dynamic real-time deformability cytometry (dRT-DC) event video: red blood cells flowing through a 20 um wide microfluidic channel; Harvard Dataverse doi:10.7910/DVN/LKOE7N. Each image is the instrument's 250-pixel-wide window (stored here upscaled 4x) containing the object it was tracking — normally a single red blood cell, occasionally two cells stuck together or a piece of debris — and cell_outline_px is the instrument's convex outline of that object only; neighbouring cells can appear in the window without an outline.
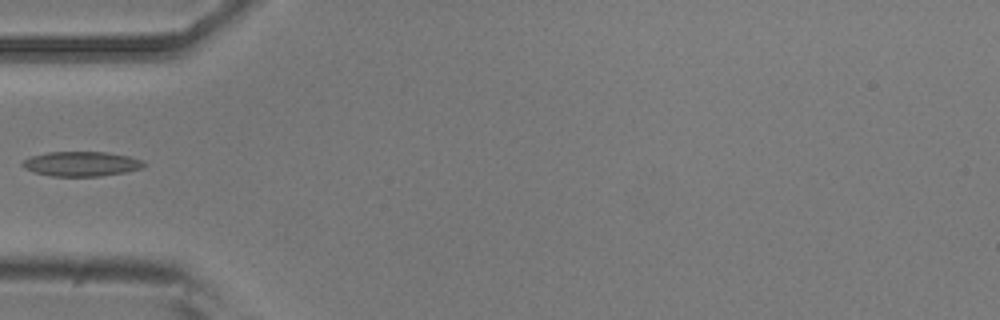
{"species": "common noctule bat (a hibernating species)", "species_latin": "Nyctalus noctula", "temperature_condition": "room temperature", "stored_images_in_passage": 5, "camera_frame_rate_fps": 3000, "um_per_image_px": 0.085, "animal": {"sex": "male", "body_mass_g": 20.5, "forearm_length_mm": 52.5}, "frame": {"image": 1, "passage_image": 5, "time_ms": 1.333, "image_size_px": [1000, 320], "cell_outline_px": [[148, 164], [144, 168], [124, 172], [100, 176], [52, 176], [36, 172], [24, 168], [20, 164], [24, 160], [32, 156], [48, 152], [104, 152], [128, 156], [144, 160]], "centroid_in_image_um": [6.97, 13.92], "position_along_channel_um": 78.0, "area_um2": 17.46}}